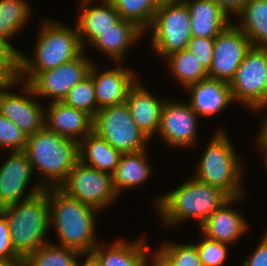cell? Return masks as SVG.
I'll list each match as a JSON object with an SVG mask.
<instances>
[{"mask_svg": "<svg viewBox=\"0 0 267 266\" xmlns=\"http://www.w3.org/2000/svg\"><path fill=\"white\" fill-rule=\"evenodd\" d=\"M80 1L81 11L76 22V28L81 44L85 48L84 45L90 44L102 32L113 28L121 18L110 0H100L102 4L97 6L94 5L97 0Z\"/></svg>", "mask_w": 267, "mask_h": 266, "instance_id": "obj_21", "label": "cell"}, {"mask_svg": "<svg viewBox=\"0 0 267 266\" xmlns=\"http://www.w3.org/2000/svg\"><path fill=\"white\" fill-rule=\"evenodd\" d=\"M93 131L121 153L145 150L150 140L134 122L126 102L99 109Z\"/></svg>", "mask_w": 267, "mask_h": 266, "instance_id": "obj_8", "label": "cell"}, {"mask_svg": "<svg viewBox=\"0 0 267 266\" xmlns=\"http://www.w3.org/2000/svg\"><path fill=\"white\" fill-rule=\"evenodd\" d=\"M203 240L195 243L202 266H223L227 258V243L210 239L202 234Z\"/></svg>", "mask_w": 267, "mask_h": 266, "instance_id": "obj_33", "label": "cell"}, {"mask_svg": "<svg viewBox=\"0 0 267 266\" xmlns=\"http://www.w3.org/2000/svg\"><path fill=\"white\" fill-rule=\"evenodd\" d=\"M230 197L220 189L203 183L193 176L169 193L157 197L154 205L164 225L173 227L188 219L200 226ZM163 218V219H162Z\"/></svg>", "mask_w": 267, "mask_h": 266, "instance_id": "obj_3", "label": "cell"}, {"mask_svg": "<svg viewBox=\"0 0 267 266\" xmlns=\"http://www.w3.org/2000/svg\"><path fill=\"white\" fill-rule=\"evenodd\" d=\"M0 266H28L24 258H20L14 261H2Z\"/></svg>", "mask_w": 267, "mask_h": 266, "instance_id": "obj_44", "label": "cell"}, {"mask_svg": "<svg viewBox=\"0 0 267 266\" xmlns=\"http://www.w3.org/2000/svg\"><path fill=\"white\" fill-rule=\"evenodd\" d=\"M263 237L250 258L241 262V266H267V230Z\"/></svg>", "mask_w": 267, "mask_h": 266, "instance_id": "obj_39", "label": "cell"}, {"mask_svg": "<svg viewBox=\"0 0 267 266\" xmlns=\"http://www.w3.org/2000/svg\"><path fill=\"white\" fill-rule=\"evenodd\" d=\"M22 258L11 242L9 224L5 214L0 210V262L14 261Z\"/></svg>", "mask_w": 267, "mask_h": 266, "instance_id": "obj_37", "label": "cell"}, {"mask_svg": "<svg viewBox=\"0 0 267 266\" xmlns=\"http://www.w3.org/2000/svg\"><path fill=\"white\" fill-rule=\"evenodd\" d=\"M122 153L111 146L95 131L79 142V160L90 167L113 174Z\"/></svg>", "mask_w": 267, "mask_h": 266, "instance_id": "obj_25", "label": "cell"}, {"mask_svg": "<svg viewBox=\"0 0 267 266\" xmlns=\"http://www.w3.org/2000/svg\"><path fill=\"white\" fill-rule=\"evenodd\" d=\"M0 63H19V51L0 37Z\"/></svg>", "mask_w": 267, "mask_h": 266, "instance_id": "obj_40", "label": "cell"}, {"mask_svg": "<svg viewBox=\"0 0 267 266\" xmlns=\"http://www.w3.org/2000/svg\"><path fill=\"white\" fill-rule=\"evenodd\" d=\"M251 47L244 32L232 22L215 37L208 77L230 83Z\"/></svg>", "mask_w": 267, "mask_h": 266, "instance_id": "obj_11", "label": "cell"}, {"mask_svg": "<svg viewBox=\"0 0 267 266\" xmlns=\"http://www.w3.org/2000/svg\"><path fill=\"white\" fill-rule=\"evenodd\" d=\"M34 170L41 176V185L58 188L79 161V143L48 130L45 126L27 138L24 151ZM43 177V178H42Z\"/></svg>", "mask_w": 267, "mask_h": 266, "instance_id": "obj_4", "label": "cell"}, {"mask_svg": "<svg viewBox=\"0 0 267 266\" xmlns=\"http://www.w3.org/2000/svg\"><path fill=\"white\" fill-rule=\"evenodd\" d=\"M162 2L163 1H182V0H161Z\"/></svg>", "mask_w": 267, "mask_h": 266, "instance_id": "obj_47", "label": "cell"}, {"mask_svg": "<svg viewBox=\"0 0 267 266\" xmlns=\"http://www.w3.org/2000/svg\"><path fill=\"white\" fill-rule=\"evenodd\" d=\"M50 225L58 236V245L76 250L82 257L97 246L96 215L99 211L68 197L59 188H47ZM53 222H52V221Z\"/></svg>", "mask_w": 267, "mask_h": 266, "instance_id": "obj_1", "label": "cell"}, {"mask_svg": "<svg viewBox=\"0 0 267 266\" xmlns=\"http://www.w3.org/2000/svg\"><path fill=\"white\" fill-rule=\"evenodd\" d=\"M147 149L135 153H122L119 164L112 174L113 186L119 195L126 189L142 185L151 174L147 162Z\"/></svg>", "mask_w": 267, "mask_h": 266, "instance_id": "obj_26", "label": "cell"}, {"mask_svg": "<svg viewBox=\"0 0 267 266\" xmlns=\"http://www.w3.org/2000/svg\"><path fill=\"white\" fill-rule=\"evenodd\" d=\"M84 50L77 28L45 20L34 47V59L19 52V81L24 79V83L29 84L40 72L72 61Z\"/></svg>", "mask_w": 267, "mask_h": 266, "instance_id": "obj_2", "label": "cell"}, {"mask_svg": "<svg viewBox=\"0 0 267 266\" xmlns=\"http://www.w3.org/2000/svg\"><path fill=\"white\" fill-rule=\"evenodd\" d=\"M22 84L25 95L9 90L0 93V114L29 136L44 127L45 109L31 98L36 96L33 88L28 83Z\"/></svg>", "mask_w": 267, "mask_h": 266, "instance_id": "obj_15", "label": "cell"}, {"mask_svg": "<svg viewBox=\"0 0 267 266\" xmlns=\"http://www.w3.org/2000/svg\"><path fill=\"white\" fill-rule=\"evenodd\" d=\"M63 102L71 107L80 109L93 118L98 112L94 82L90 74L77 83L63 99Z\"/></svg>", "mask_w": 267, "mask_h": 266, "instance_id": "obj_32", "label": "cell"}, {"mask_svg": "<svg viewBox=\"0 0 267 266\" xmlns=\"http://www.w3.org/2000/svg\"><path fill=\"white\" fill-rule=\"evenodd\" d=\"M144 31L140 29L135 23L120 19L111 29L102 32L95 38L90 46L95 47V50L101 51L105 56H109L112 61L117 63L124 60L129 47L137 42Z\"/></svg>", "mask_w": 267, "mask_h": 266, "instance_id": "obj_23", "label": "cell"}, {"mask_svg": "<svg viewBox=\"0 0 267 266\" xmlns=\"http://www.w3.org/2000/svg\"><path fill=\"white\" fill-rule=\"evenodd\" d=\"M185 89L189 90L190 94L187 103L201 118L220 114L234 101L229 83L222 80L208 77Z\"/></svg>", "mask_w": 267, "mask_h": 266, "instance_id": "obj_19", "label": "cell"}, {"mask_svg": "<svg viewBox=\"0 0 267 266\" xmlns=\"http://www.w3.org/2000/svg\"><path fill=\"white\" fill-rule=\"evenodd\" d=\"M137 82L129 89L126 104L138 128L151 140L157 135L164 99L160 100Z\"/></svg>", "mask_w": 267, "mask_h": 266, "instance_id": "obj_20", "label": "cell"}, {"mask_svg": "<svg viewBox=\"0 0 267 266\" xmlns=\"http://www.w3.org/2000/svg\"><path fill=\"white\" fill-rule=\"evenodd\" d=\"M31 7L26 0H0V37L9 42L30 19Z\"/></svg>", "mask_w": 267, "mask_h": 266, "instance_id": "obj_29", "label": "cell"}, {"mask_svg": "<svg viewBox=\"0 0 267 266\" xmlns=\"http://www.w3.org/2000/svg\"><path fill=\"white\" fill-rule=\"evenodd\" d=\"M92 63L89 74L94 82L98 110L101 108L125 103L129 89L137 82L135 71L128 68H111L98 71Z\"/></svg>", "mask_w": 267, "mask_h": 266, "instance_id": "obj_16", "label": "cell"}, {"mask_svg": "<svg viewBox=\"0 0 267 266\" xmlns=\"http://www.w3.org/2000/svg\"><path fill=\"white\" fill-rule=\"evenodd\" d=\"M152 256H150L152 258L151 265H150L149 254L147 255V266L148 265L149 266H176L174 262L161 249H158V251H155V253Z\"/></svg>", "mask_w": 267, "mask_h": 266, "instance_id": "obj_43", "label": "cell"}, {"mask_svg": "<svg viewBox=\"0 0 267 266\" xmlns=\"http://www.w3.org/2000/svg\"><path fill=\"white\" fill-rule=\"evenodd\" d=\"M160 249L176 266H202L198 250L194 243H164Z\"/></svg>", "mask_w": 267, "mask_h": 266, "instance_id": "obj_34", "label": "cell"}, {"mask_svg": "<svg viewBox=\"0 0 267 266\" xmlns=\"http://www.w3.org/2000/svg\"><path fill=\"white\" fill-rule=\"evenodd\" d=\"M58 188L68 197L98 211L107 208L119 196L114 189L111 174L85 165L80 160Z\"/></svg>", "mask_w": 267, "mask_h": 266, "instance_id": "obj_10", "label": "cell"}, {"mask_svg": "<svg viewBox=\"0 0 267 266\" xmlns=\"http://www.w3.org/2000/svg\"><path fill=\"white\" fill-rule=\"evenodd\" d=\"M153 50L163 59L169 54L184 50L191 36V20L183 1H163L154 15L151 26Z\"/></svg>", "mask_w": 267, "mask_h": 266, "instance_id": "obj_7", "label": "cell"}, {"mask_svg": "<svg viewBox=\"0 0 267 266\" xmlns=\"http://www.w3.org/2000/svg\"><path fill=\"white\" fill-rule=\"evenodd\" d=\"M236 16L251 46L267 47V0H248Z\"/></svg>", "mask_w": 267, "mask_h": 266, "instance_id": "obj_27", "label": "cell"}, {"mask_svg": "<svg viewBox=\"0 0 267 266\" xmlns=\"http://www.w3.org/2000/svg\"><path fill=\"white\" fill-rule=\"evenodd\" d=\"M28 135L20 130L11 120L0 114V150L10 152L25 151Z\"/></svg>", "mask_w": 267, "mask_h": 266, "instance_id": "obj_35", "label": "cell"}, {"mask_svg": "<svg viewBox=\"0 0 267 266\" xmlns=\"http://www.w3.org/2000/svg\"><path fill=\"white\" fill-rule=\"evenodd\" d=\"M265 109L267 110V103L257 107L253 111L261 113V111L264 112ZM265 112L267 113V111H265ZM258 133L259 134L257 136V140H256L257 143L256 144L259 146V148H261L263 150L262 151L263 154L267 153V116L263 120L262 125H261V129Z\"/></svg>", "mask_w": 267, "mask_h": 266, "instance_id": "obj_42", "label": "cell"}, {"mask_svg": "<svg viewBox=\"0 0 267 266\" xmlns=\"http://www.w3.org/2000/svg\"><path fill=\"white\" fill-rule=\"evenodd\" d=\"M85 262L79 263V266H101L99 262L92 256V255H86Z\"/></svg>", "mask_w": 267, "mask_h": 266, "instance_id": "obj_45", "label": "cell"}, {"mask_svg": "<svg viewBox=\"0 0 267 266\" xmlns=\"http://www.w3.org/2000/svg\"><path fill=\"white\" fill-rule=\"evenodd\" d=\"M224 131L215 130L193 177L220 189L229 197L244 196L240 159Z\"/></svg>", "mask_w": 267, "mask_h": 266, "instance_id": "obj_6", "label": "cell"}, {"mask_svg": "<svg viewBox=\"0 0 267 266\" xmlns=\"http://www.w3.org/2000/svg\"><path fill=\"white\" fill-rule=\"evenodd\" d=\"M19 83V63H0V93Z\"/></svg>", "mask_w": 267, "mask_h": 266, "instance_id": "obj_38", "label": "cell"}, {"mask_svg": "<svg viewBox=\"0 0 267 266\" xmlns=\"http://www.w3.org/2000/svg\"><path fill=\"white\" fill-rule=\"evenodd\" d=\"M218 4L228 15H236L243 9L248 0H213Z\"/></svg>", "mask_w": 267, "mask_h": 266, "instance_id": "obj_41", "label": "cell"}, {"mask_svg": "<svg viewBox=\"0 0 267 266\" xmlns=\"http://www.w3.org/2000/svg\"><path fill=\"white\" fill-rule=\"evenodd\" d=\"M244 196L230 197L217 208L200 226L201 234L206 237L224 242L235 243L249 229V224L243 215L230 205L242 200Z\"/></svg>", "mask_w": 267, "mask_h": 266, "instance_id": "obj_18", "label": "cell"}, {"mask_svg": "<svg viewBox=\"0 0 267 266\" xmlns=\"http://www.w3.org/2000/svg\"><path fill=\"white\" fill-rule=\"evenodd\" d=\"M73 266H79V261H77Z\"/></svg>", "mask_w": 267, "mask_h": 266, "instance_id": "obj_48", "label": "cell"}, {"mask_svg": "<svg viewBox=\"0 0 267 266\" xmlns=\"http://www.w3.org/2000/svg\"><path fill=\"white\" fill-rule=\"evenodd\" d=\"M0 210L7 218L12 245L22 258L49 242L46 240L50 230L47 189Z\"/></svg>", "mask_w": 267, "mask_h": 266, "instance_id": "obj_5", "label": "cell"}, {"mask_svg": "<svg viewBox=\"0 0 267 266\" xmlns=\"http://www.w3.org/2000/svg\"><path fill=\"white\" fill-rule=\"evenodd\" d=\"M199 116L186 102L165 101L157 135L170 147H190L197 143Z\"/></svg>", "mask_w": 267, "mask_h": 266, "instance_id": "obj_14", "label": "cell"}, {"mask_svg": "<svg viewBox=\"0 0 267 266\" xmlns=\"http://www.w3.org/2000/svg\"><path fill=\"white\" fill-rule=\"evenodd\" d=\"M93 121L91 115L68 106L63 101H51L45 109L44 126L78 143L93 131Z\"/></svg>", "mask_w": 267, "mask_h": 266, "instance_id": "obj_17", "label": "cell"}, {"mask_svg": "<svg viewBox=\"0 0 267 266\" xmlns=\"http://www.w3.org/2000/svg\"><path fill=\"white\" fill-rule=\"evenodd\" d=\"M80 256L74 249L47 242L24 259L28 266H73Z\"/></svg>", "mask_w": 267, "mask_h": 266, "instance_id": "obj_31", "label": "cell"}, {"mask_svg": "<svg viewBox=\"0 0 267 266\" xmlns=\"http://www.w3.org/2000/svg\"><path fill=\"white\" fill-rule=\"evenodd\" d=\"M214 40L215 38L191 37L186 48L207 71L213 59Z\"/></svg>", "mask_w": 267, "mask_h": 266, "instance_id": "obj_36", "label": "cell"}, {"mask_svg": "<svg viewBox=\"0 0 267 266\" xmlns=\"http://www.w3.org/2000/svg\"><path fill=\"white\" fill-rule=\"evenodd\" d=\"M33 172L31 162L24 151L10 153L0 167V209L27 200L45 190L41 183H38L26 196L23 195Z\"/></svg>", "mask_w": 267, "mask_h": 266, "instance_id": "obj_13", "label": "cell"}, {"mask_svg": "<svg viewBox=\"0 0 267 266\" xmlns=\"http://www.w3.org/2000/svg\"><path fill=\"white\" fill-rule=\"evenodd\" d=\"M168 70L185 89L191 84L208 78L207 70L198 59L187 49L173 52L165 57Z\"/></svg>", "mask_w": 267, "mask_h": 266, "instance_id": "obj_28", "label": "cell"}, {"mask_svg": "<svg viewBox=\"0 0 267 266\" xmlns=\"http://www.w3.org/2000/svg\"><path fill=\"white\" fill-rule=\"evenodd\" d=\"M144 239L130 242L117 240L105 248L98 243L91 255L101 266H147L150 246L145 244Z\"/></svg>", "mask_w": 267, "mask_h": 266, "instance_id": "obj_24", "label": "cell"}, {"mask_svg": "<svg viewBox=\"0 0 267 266\" xmlns=\"http://www.w3.org/2000/svg\"><path fill=\"white\" fill-rule=\"evenodd\" d=\"M123 20L135 23L143 31L151 26L161 0H110Z\"/></svg>", "mask_w": 267, "mask_h": 266, "instance_id": "obj_30", "label": "cell"}, {"mask_svg": "<svg viewBox=\"0 0 267 266\" xmlns=\"http://www.w3.org/2000/svg\"><path fill=\"white\" fill-rule=\"evenodd\" d=\"M234 102L252 111L267 103V47H251L229 83Z\"/></svg>", "mask_w": 267, "mask_h": 266, "instance_id": "obj_9", "label": "cell"}, {"mask_svg": "<svg viewBox=\"0 0 267 266\" xmlns=\"http://www.w3.org/2000/svg\"><path fill=\"white\" fill-rule=\"evenodd\" d=\"M264 155H266L264 156L265 157L264 160H265V165H266V170H267V153H265Z\"/></svg>", "mask_w": 267, "mask_h": 266, "instance_id": "obj_46", "label": "cell"}, {"mask_svg": "<svg viewBox=\"0 0 267 266\" xmlns=\"http://www.w3.org/2000/svg\"><path fill=\"white\" fill-rule=\"evenodd\" d=\"M92 63L83 52L72 61L40 72L29 85L35 97H52V101H63L68 92L89 74Z\"/></svg>", "mask_w": 267, "mask_h": 266, "instance_id": "obj_12", "label": "cell"}, {"mask_svg": "<svg viewBox=\"0 0 267 266\" xmlns=\"http://www.w3.org/2000/svg\"><path fill=\"white\" fill-rule=\"evenodd\" d=\"M188 7L191 36L215 38L232 22L230 16L213 0H182Z\"/></svg>", "mask_w": 267, "mask_h": 266, "instance_id": "obj_22", "label": "cell"}]
</instances>
